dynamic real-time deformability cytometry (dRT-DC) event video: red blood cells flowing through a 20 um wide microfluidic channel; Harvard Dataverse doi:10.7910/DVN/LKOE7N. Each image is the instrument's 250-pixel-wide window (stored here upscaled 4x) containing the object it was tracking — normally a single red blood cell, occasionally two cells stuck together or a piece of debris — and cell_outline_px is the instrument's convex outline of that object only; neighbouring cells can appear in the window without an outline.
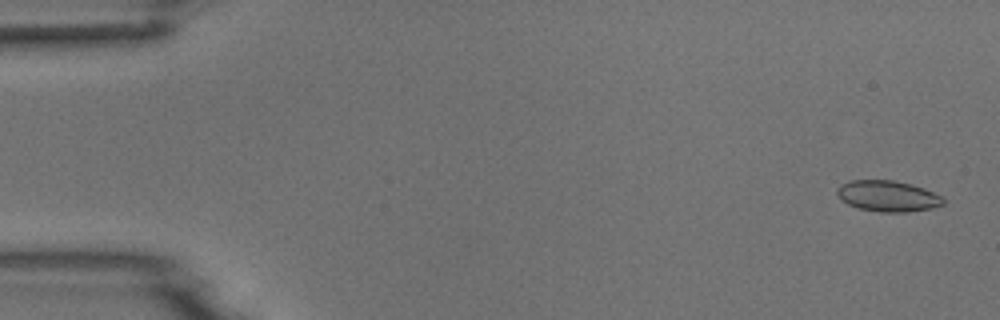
{"species": "common noctule bat (a hibernating species)", "species_latin": "Nyctalus noctula", "temperature_condition": "room temperature", "stored_images_in_passage": 5, "camera_frame_rate_fps": 3000, "um_per_image_px": 0.085, "animal": {"sex": "male", "body_mass_g": 18.8}, "frame": {"image": 1, "passage_image": 1, "time_ms": 0.0, "image_size_px": [1000, 320], "cell_outline_px": [[944, 204], [932, 208], [908, 212], [880, 212], [860, 208], [848, 204], [840, 200], [836, 192], [836, 188], [840, 184], [848, 180], [892, 180], [912, 184], [924, 188], [944, 196]], "centroid_in_image_um": [75.46, 16.66], "position_along_channel_um": 9.5, "area_um2": 19.42}}
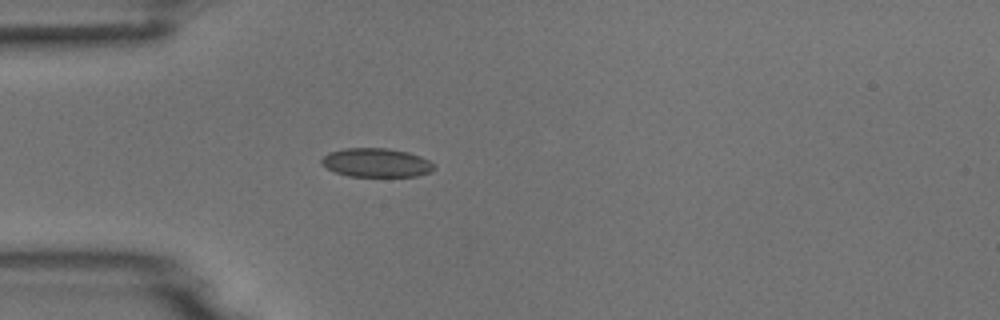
{"frame": {"image": 2, "passage_image": 5, "time_ms": 4.333, "image_size_px": [1000, 320], "cell_outline_px": [[436, 168], [432, 172], [416, 176], [348, 176], [336, 172], [320, 164], [320, 160], [328, 152], [344, 148], [388, 148], [408, 152], [420, 156], [428, 160]], "centroid_in_image_um": [31.98, 13.82], "position_along_channel_um": 53.0, "area_um2": 18.96}}